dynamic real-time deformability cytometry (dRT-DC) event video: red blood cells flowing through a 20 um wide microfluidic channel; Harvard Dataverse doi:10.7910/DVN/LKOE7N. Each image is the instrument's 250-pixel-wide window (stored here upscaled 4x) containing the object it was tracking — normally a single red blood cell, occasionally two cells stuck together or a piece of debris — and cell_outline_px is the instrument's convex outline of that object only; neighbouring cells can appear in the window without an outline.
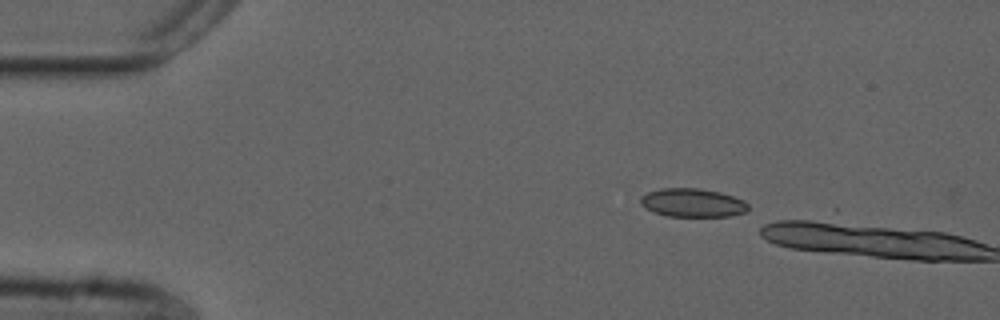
{"species": "common noctule bat (a hibernating species)", "species_latin": "Nyctalus noctula", "temperature_condition": "cold", "stored_images_in_passage": 2, "camera_frame_rate_fps": 3000, "um_per_image_px": 0.085, "animal": {"sex": "male", "forearm_length_mm": 52.5}, "frame": {"image": 1, "passage_image": 1, "time_ms": 0.0, "image_size_px": [1000, 320], "cell_outline_px": [[748, 212], [732, 216], [668, 216], [652, 212], [644, 208], [640, 204], [640, 196], [648, 192], [660, 188], [696, 188], [720, 192], [744, 200], [748, 204]], "centroid_in_image_um": [58.85, 17.24], "position_along_channel_um": 26.1, "area_um2": 18.09}}